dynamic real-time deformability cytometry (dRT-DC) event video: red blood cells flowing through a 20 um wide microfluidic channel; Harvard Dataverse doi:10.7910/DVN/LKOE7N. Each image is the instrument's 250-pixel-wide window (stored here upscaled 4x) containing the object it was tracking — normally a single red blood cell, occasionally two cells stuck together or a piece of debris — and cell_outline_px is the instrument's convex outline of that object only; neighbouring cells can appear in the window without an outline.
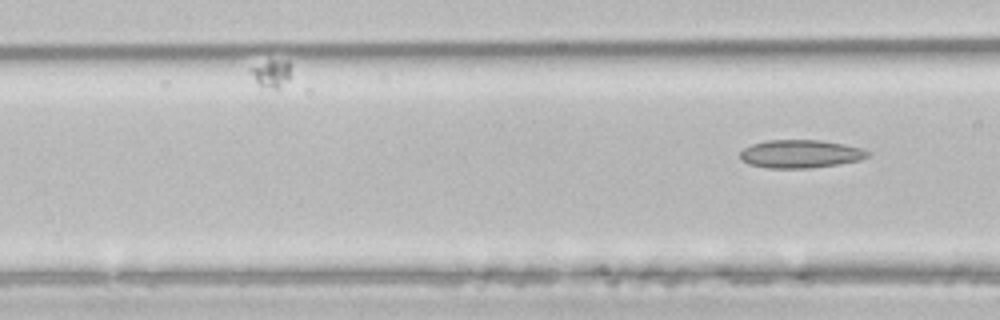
{"species": "common noctule bat (a hibernating species)", "species_latin": "Nyctalus noctula", "temperature_condition": "room temperature", "stored_images_in_passage": 14, "camera_frame_rate_fps": 3000, "um_per_image_px": 0.085, "animal": {"sex": "male", "body_mass_g": 21.5, "forearm_length_mm": 52.0}, "frame": {"image": 1, "passage_image": 14, "time_ms": 4.333, "image_size_px": [1000, 320], "cell_outline_px": [[872, 152], [868, 156], [860, 160], [840, 164], [808, 168], [768, 168], [748, 164], [740, 160], [740, 152], [744, 148], [752, 144], [768, 140], [820, 140], [844, 144], [864, 148]], "centroid_in_image_um": [68.06, 13.08], "position_along_channel_um": 98.5, "area_um2": 21.1}}